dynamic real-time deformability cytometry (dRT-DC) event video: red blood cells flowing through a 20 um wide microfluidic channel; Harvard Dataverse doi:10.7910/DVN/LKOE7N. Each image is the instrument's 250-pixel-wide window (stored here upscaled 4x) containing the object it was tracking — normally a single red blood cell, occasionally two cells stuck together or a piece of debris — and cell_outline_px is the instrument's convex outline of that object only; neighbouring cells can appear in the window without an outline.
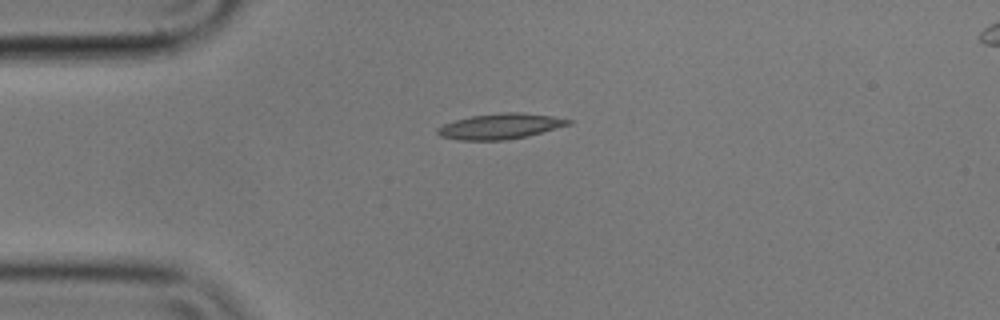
{"species": "common noctule bat (a hibernating species)", "species_latin": "Nyctalus noctula", "temperature_condition": "cold", "stored_images_in_passage": 9, "camera_frame_rate_fps": 3000, "um_per_image_px": 0.085, "animal": {"sex": "male", "body_mass_g": 17.9}, "frame": {"image": 1, "passage_image": 3, "time_ms": 0.667, "image_size_px": [1000, 320], "cell_outline_px": [[572, 124], [528, 136], [504, 140], [460, 140], [440, 136], [436, 132], [436, 128], [444, 124], [456, 120], [472, 116], [500, 112], [520, 112], [552, 116], [572, 120]], "centroid_in_image_um": [42.54, 10.73], "position_along_channel_um": 42.5, "area_um2": 19.42}}
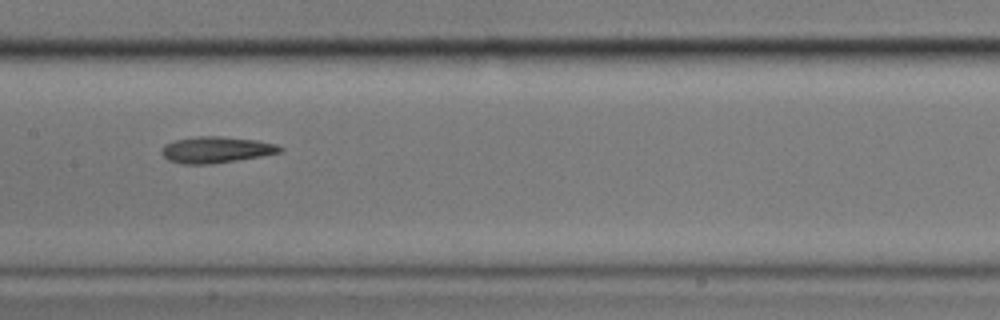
{"frame": {"image": 2, "passage_image": 7, "time_ms": 2.0, "image_size_px": [1000, 320], "cell_outline_px": [[284, 148], [280, 152], [260, 156], [236, 160], [208, 164], [184, 164], [168, 160], [160, 152], [160, 148], [164, 144], [176, 140], [196, 136], [220, 136], [256, 140], [276, 144]], "centroid_in_image_um": [18.33, 12.72], "position_along_channel_um": 189.1, "area_um2": 18.03}}
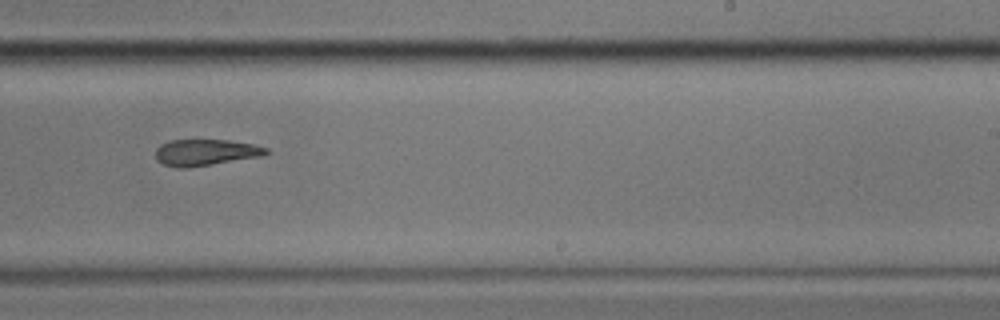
{"frame": {"image": 3, "passage_image": 9, "time_ms": 2.667, "image_size_px": [1000, 320], "cell_outline_px": [[272, 152], [264, 156], [212, 164], [184, 168], [176, 168], [164, 164], [156, 160], [156, 148], [160, 144], [168, 140], [228, 140], [256, 144], [268, 148]], "centroid_in_image_um": [17.52, 12.95], "position_along_channel_um": 271.5, "area_um2": 17.22}}